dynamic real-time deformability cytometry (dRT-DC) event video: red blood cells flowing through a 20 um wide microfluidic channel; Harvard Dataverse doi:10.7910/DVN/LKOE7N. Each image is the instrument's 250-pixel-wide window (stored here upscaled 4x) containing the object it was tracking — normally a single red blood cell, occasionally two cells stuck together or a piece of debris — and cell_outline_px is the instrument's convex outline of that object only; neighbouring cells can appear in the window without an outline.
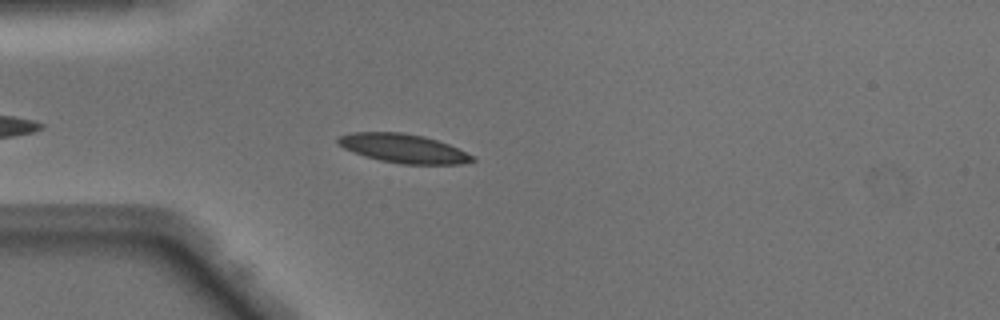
{"species": "Egyptian fruit bat (a non-hibernating species)", "species_latin": "Rousettus aegyptiacus", "temperature_condition": "warm", "stored_images_in_passage": 39, "camera_frame_rate_fps": 3000, "um_per_image_px": 0.085, "animal": {"sex": "male"}, "frame": {"image": 1, "passage_image": 6, "time_ms": 1.667, "image_size_px": [1000, 320], "cell_outline_px": [[476, 160], [464, 164], [400, 164], [380, 160], [364, 156], [344, 148], [336, 140], [340, 136], [352, 132], [404, 132], [424, 136], [448, 144], [476, 156]], "centroid_in_image_um": [34.33, 12.62], "position_along_channel_um": 50.7, "area_um2": 22.66}}
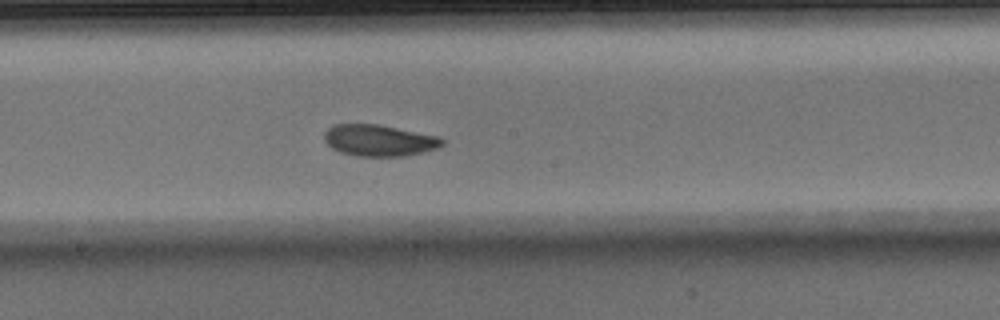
{"frame": {"image": 2, "passage_image": 19, "time_ms": 6.0, "image_size_px": [1000, 320], "cell_outline_px": [[444, 144], [440, 148], [424, 152], [404, 156], [356, 156], [340, 152], [332, 148], [324, 140], [324, 132], [332, 124], [380, 124], [440, 136], [444, 140]], "centroid_in_image_um": [32.26, 11.93], "position_along_channel_um": 215.9, "area_um2": 21.96}}
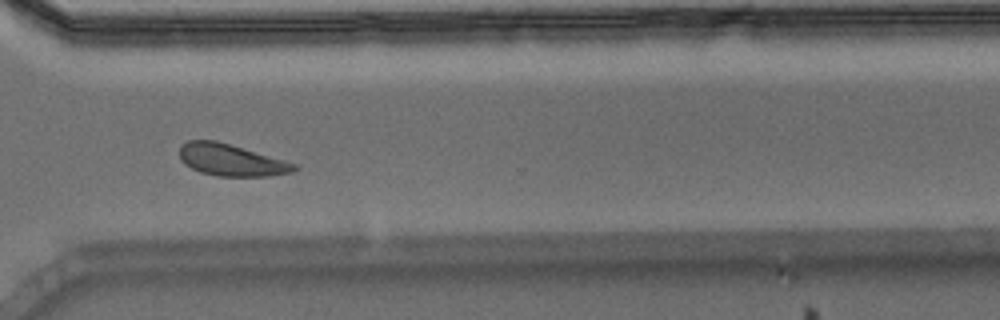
{"frame": {"image": 3, "passage_image": 29, "time_ms": 9.333, "image_size_px": [1000, 320], "cell_outline_px": [[300, 168], [292, 172], [268, 176], [216, 176], [200, 172], [184, 164], [180, 160], [180, 144], [188, 140], [216, 140], [284, 160], [296, 164]], "centroid_in_image_um": [19.62, 13.6], "position_along_channel_um": 351.0, "area_um2": 21.27}, "authors_computed_cell_mechanics": {"area_um2": 21.386, "velocity_mm_per_s": 4.0571, "shape_relaxation_time_tau1_ms": 3.734, "shape_relaxation_time_tau2_ms": 3.7467, "deformation_change_tau1": 0.1282, "deformation_change_tau2": 0.0857}}